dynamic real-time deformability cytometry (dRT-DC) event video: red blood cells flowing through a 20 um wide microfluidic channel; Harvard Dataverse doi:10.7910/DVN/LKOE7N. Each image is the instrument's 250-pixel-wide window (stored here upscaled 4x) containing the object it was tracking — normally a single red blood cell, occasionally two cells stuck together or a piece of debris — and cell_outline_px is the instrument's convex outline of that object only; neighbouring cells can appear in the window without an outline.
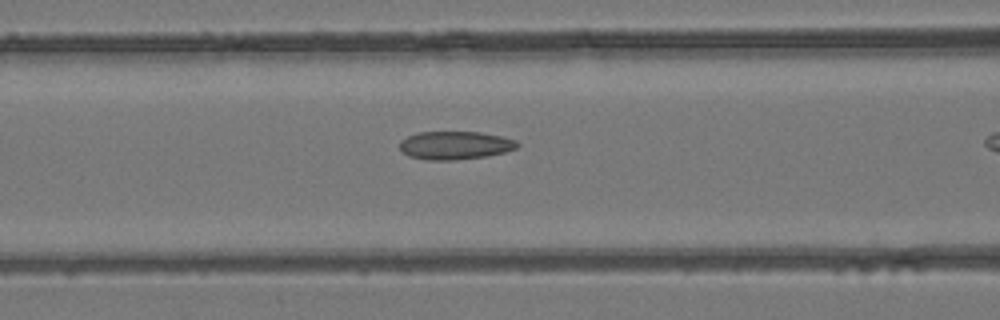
{"species": "common noctule bat (a hibernating species)", "species_latin": "Nyctalus noctula", "temperature_condition": "room temperature", "stored_images_in_passage": 24, "camera_frame_rate_fps": 3000, "um_per_image_px": 0.085, "animal": {"sex": "female", "body_mass_g": 24.6, "forearm_length_mm": 56.2}, "frame": {"image": 1, "passage_image": 11, "time_ms": 3.333, "image_size_px": [1000, 320], "cell_outline_px": [[520, 144], [516, 148], [504, 152], [488, 156], [456, 160], [428, 160], [408, 156], [400, 148], [400, 140], [408, 136], [420, 132], [480, 132], [500, 136], [516, 140]], "centroid_in_image_um": [38.69, 12.36], "position_along_channel_um": 127.9, "area_um2": 19.31}}
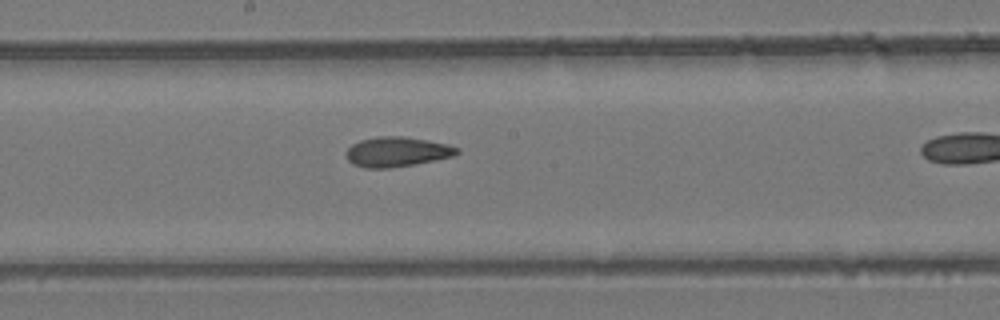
{"frame": {"image": 2, "passage_image": 17, "time_ms": 5.333, "image_size_px": [1000, 320], "cell_outline_px": [[460, 152], [456, 156], [436, 160], [392, 168], [368, 168], [352, 164], [348, 160], [348, 148], [352, 144], [360, 140], [376, 136], [404, 136], [448, 144], [460, 148]], "centroid_in_image_um": [33.79, 12.9], "position_along_channel_um": 214.4, "area_um2": 19.36}}
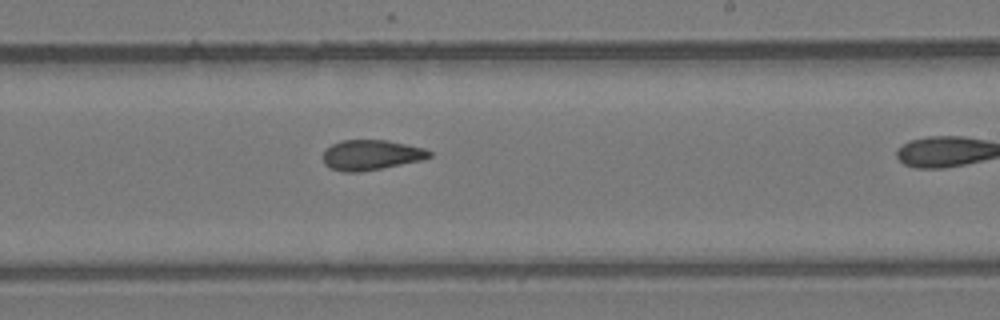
{"frame": {"image": 3, "passage_image": 20, "time_ms": 6.333, "image_size_px": [1000, 320], "cell_outline_px": [[432, 156], [424, 160], [360, 172], [344, 172], [332, 168], [324, 164], [324, 148], [340, 140], [388, 140], [424, 148], [432, 152]], "centroid_in_image_um": [31.56, 13.16], "position_along_channel_um": 257.4, "area_um2": 18.79}}